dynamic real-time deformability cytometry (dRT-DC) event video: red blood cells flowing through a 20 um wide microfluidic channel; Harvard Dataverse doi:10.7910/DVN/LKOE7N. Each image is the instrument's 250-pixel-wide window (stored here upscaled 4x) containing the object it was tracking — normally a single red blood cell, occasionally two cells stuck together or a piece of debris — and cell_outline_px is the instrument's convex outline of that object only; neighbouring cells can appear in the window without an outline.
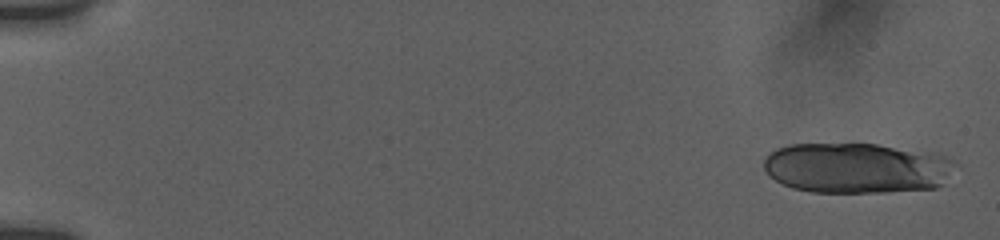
{"species": "human", "species_latin": "Homo sapiens", "temperature_condition": "room temperature", "stored_images_in_passage": 15, "segment_of_instrument_passage": [1, 2], "camera_frame_rate_fps": 3000, "um_per_image_px": 0.085, "donor": {"sex": "female"}, "frame": {"image": 1, "passage_image": 1, "time_ms": 0.0, "image_size_px": [1000, 240], "cell_outline_px": [[960, 164], [944, 184], [936, 188], [884, 192], [812, 192], [792, 188], [768, 176], [764, 168], [764, 156], [776, 148], [788, 144], [852, 140], [936, 152], [948, 156]], "centroid_in_image_um": [72.87, 14.22], "position_along_channel_um": 12.1, "area_um2": 58.78}}
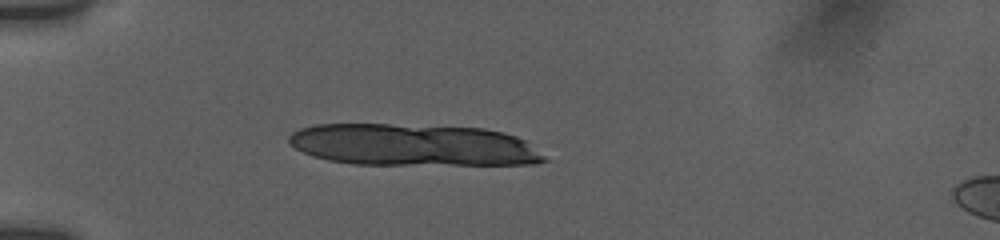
{"frame": {"image": 2, "passage_image": 10, "time_ms": 4.667, "image_size_px": [1000, 240], "cell_outline_px": [[548, 160], [536, 164], [352, 164], [328, 160], [312, 156], [288, 144], [288, 136], [292, 132], [300, 128], [312, 124], [388, 124], [484, 128], [504, 132], [516, 136], [524, 140], [544, 156]], "centroid_in_image_um": [35.06, 12.31], "position_along_channel_um": 49.9, "area_um2": 62.31}}